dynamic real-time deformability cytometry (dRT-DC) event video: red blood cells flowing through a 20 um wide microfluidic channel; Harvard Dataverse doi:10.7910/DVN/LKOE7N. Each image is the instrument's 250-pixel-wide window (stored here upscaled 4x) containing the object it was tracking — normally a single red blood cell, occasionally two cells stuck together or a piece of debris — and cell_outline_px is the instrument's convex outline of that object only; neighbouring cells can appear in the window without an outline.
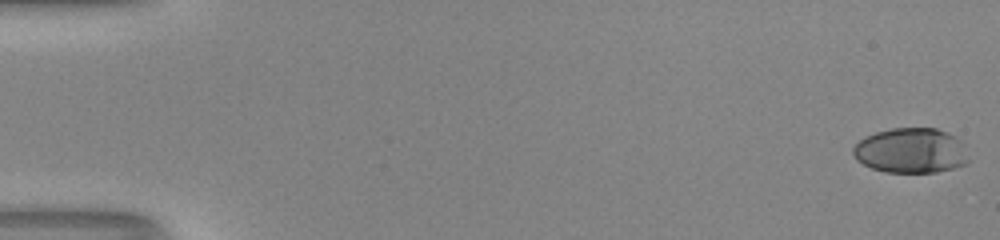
{"species": "human", "species_latin": "Homo sapiens", "temperature_condition": "room temperature", "stored_images_in_passage": 52, "camera_frame_rate_fps": 3000, "um_per_image_px": 0.085, "donor": {"sex": "male"}, "frame": {"image": 1, "passage_image": 1, "time_ms": 0.0, "image_size_px": [1000, 240], "cell_outline_px": [[968, 164], [936, 172], [884, 172], [872, 168], [856, 160], [852, 152], [852, 148], [864, 136], [876, 132], [892, 128], [936, 128], [948, 132], [960, 140], [964, 144], [968, 160]], "centroid_in_image_um": [77.42, 12.8], "position_along_channel_um": 7.6, "area_um2": 30.46}}
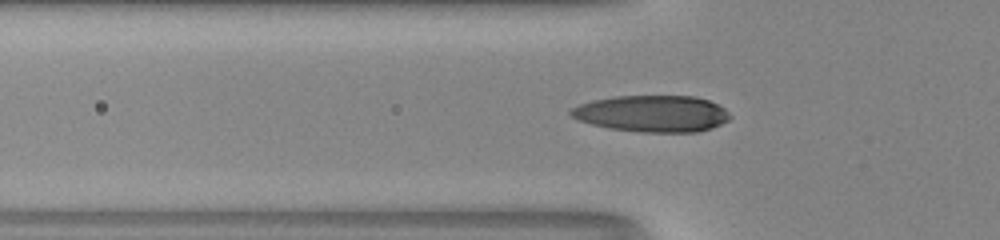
{"frame": {"image": 2, "passage_image": 19, "time_ms": 6.0, "image_size_px": [1000, 240], "cell_outline_px": [[732, 116], [728, 120], [712, 128], [696, 132], [640, 132], [608, 128], [592, 124], [580, 120], [572, 116], [568, 112], [572, 108], [580, 104], [592, 100], [616, 96], [696, 96], [708, 100], [724, 108]], "centroid_in_image_um": [55.45, 9.66], "position_along_channel_um": 70.4, "area_um2": 33.87}}
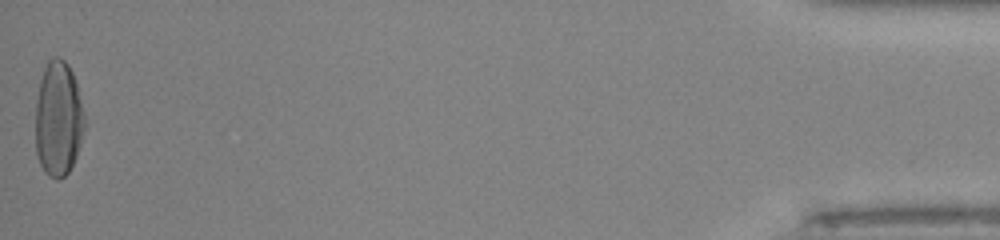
{"frame": {"image": 3, "passage_image": 52, "time_ms": 17.0, "image_size_px": [1000, 240], "cell_outline_px": [[84, 128], [80, 144], [76, 156], [68, 172], [60, 180], [56, 180], [48, 176], [44, 172], [36, 156], [36, 100], [40, 80], [44, 68], [48, 60], [52, 56], [56, 56], [64, 60], [68, 64], [76, 80], [84, 116]], "centroid_in_image_um": [4.94, 10.11], "position_along_channel_um": 430.3, "area_um2": 33.06}, "authors_computed_cell_mechanics": {"area_um2": 31.9345, "velocity_mm_per_s": 4.1506, "shape_relaxation_time_tau1_ms": 6.9339, "shape_relaxation_time_tau2_ms": 0.7618, "deformation_change_tau1": 0.263, "deformation_change_tau2": 0.0447}}